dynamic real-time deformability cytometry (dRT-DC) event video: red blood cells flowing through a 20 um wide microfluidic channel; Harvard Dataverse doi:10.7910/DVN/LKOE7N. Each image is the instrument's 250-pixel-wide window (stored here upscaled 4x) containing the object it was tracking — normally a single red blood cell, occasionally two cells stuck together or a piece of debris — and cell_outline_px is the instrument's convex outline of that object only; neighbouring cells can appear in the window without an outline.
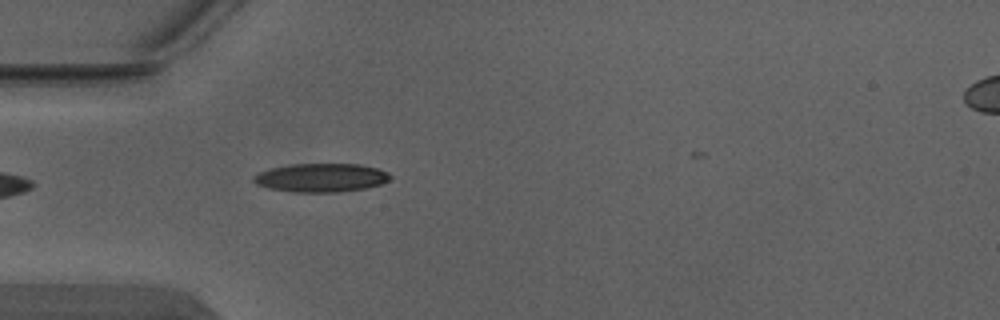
{"species": "Egyptian fruit bat (a non-hibernating species)", "species_latin": "Rousettus aegyptiacus", "temperature_condition": "warm", "stored_images_in_passage": 1, "camera_frame_rate_fps": 3000, "um_per_image_px": 0.085, "animal": {"sex": "male"}, "frame": {"image": 1, "passage_image": 1, "time_ms": 0.0, "image_size_px": [1000, 320], "cell_outline_px": [[392, 176], [388, 180], [380, 184], [364, 188], [336, 192], [296, 192], [268, 188], [256, 184], [252, 180], [252, 176], [260, 172], [272, 168], [292, 164], [360, 164], [376, 168], [388, 172]], "centroid_in_image_um": [27.28, 15.1], "position_along_channel_um": 57.7, "area_um2": 22.6}}